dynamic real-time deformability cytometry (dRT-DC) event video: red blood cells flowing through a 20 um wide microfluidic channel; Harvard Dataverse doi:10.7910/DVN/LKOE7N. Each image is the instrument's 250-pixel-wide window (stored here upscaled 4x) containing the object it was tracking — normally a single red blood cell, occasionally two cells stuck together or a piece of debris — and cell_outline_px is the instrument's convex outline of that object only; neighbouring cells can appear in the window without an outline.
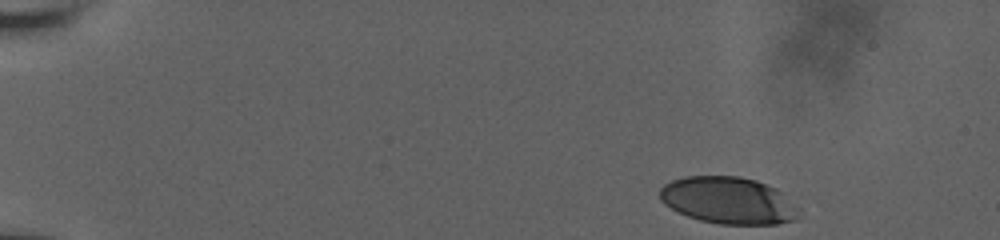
{"species": "human", "species_latin": "Homo sapiens", "temperature_condition": "room temperature", "stored_images_in_passage": 43, "camera_frame_rate_fps": 3000, "um_per_image_px": 0.085, "donor": {"sex": "male"}, "frame": {"image": 1, "passage_image": 1, "time_ms": 0.0, "image_size_px": [1000, 240], "cell_outline_px": [[800, 216], [796, 220], [776, 224], [720, 224], [700, 220], [676, 212], [664, 204], [660, 200], [660, 188], [664, 184], [672, 180], [684, 176], [736, 176], [756, 180], [776, 188], [800, 208]], "centroid_in_image_um": [61.92, 17.04], "position_along_channel_um": 23.1, "area_um2": 38.32}}
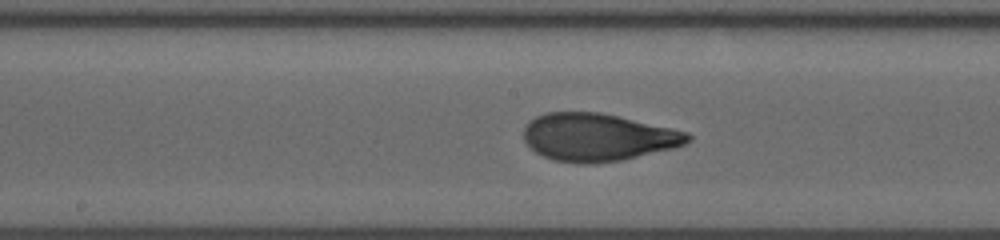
{"frame": {"image": 2, "passage_image": 25, "time_ms": 8.0, "image_size_px": [1000, 240], "cell_outline_px": [[692, 140], [676, 148], [624, 160], [592, 164], [580, 164], [552, 160], [536, 152], [524, 140], [524, 128], [528, 120], [536, 116], [548, 112], [600, 112], [672, 128], [688, 132], [692, 136]], "centroid_in_image_um": [50.83, 11.67], "position_along_channel_um": 197.4, "area_um2": 45.95}}
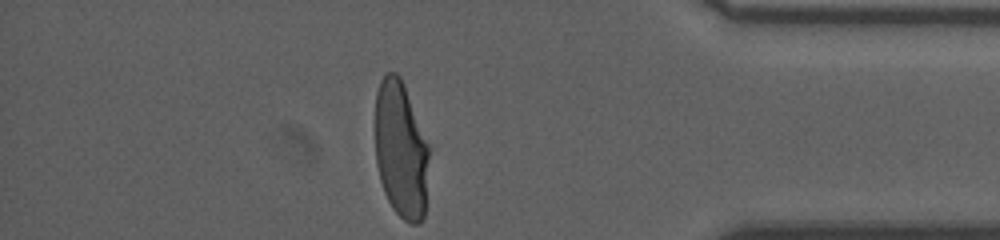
{"frame": {"image": 3, "passage_image": 43, "time_ms": 14.0, "image_size_px": [1000, 240], "cell_outline_px": [[432, 148], [424, 216], [416, 224], [412, 224], [404, 220], [392, 208], [384, 192], [380, 180], [376, 164], [376, 92], [380, 80], [388, 72], [396, 72], [400, 76], [404, 84]], "centroid_in_image_um": [34.13, 12.73], "position_along_channel_um": 401.1, "area_um2": 44.04}, "authors_computed_cell_mechanics": {"area_um2": 44.7372, "velocity_mm_per_s": 3.8269, "shape_relaxation_time_tau1_ms": 4.4437, "shape_relaxation_time_tau2_ms": 0.8752, "deformation_change_tau1": 0.2371, "deformation_change_tau2": 0.0714}}